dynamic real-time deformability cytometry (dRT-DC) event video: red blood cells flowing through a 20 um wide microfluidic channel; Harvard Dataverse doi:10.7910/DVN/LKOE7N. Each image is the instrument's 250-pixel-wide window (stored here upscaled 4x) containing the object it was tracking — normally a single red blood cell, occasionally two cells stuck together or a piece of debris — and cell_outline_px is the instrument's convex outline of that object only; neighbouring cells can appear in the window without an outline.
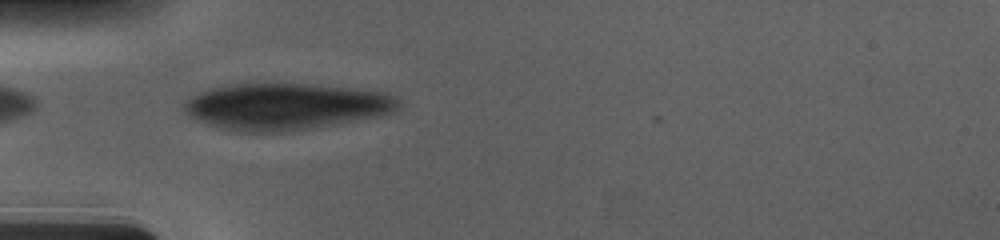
{"species": "human", "species_latin": "Homo sapiens", "temperature_condition": "cold", "stored_images_in_passage": 39, "camera_frame_rate_fps": 3000, "um_per_image_px": 0.085, "donor": {"sex": "male"}, "frame": {"image": 1, "passage_image": 2, "time_ms": 0.333, "image_size_px": [1000, 240], "cell_outline_px": [[400, 108], [396, 112], [380, 116], [308, 128], [280, 132], [240, 132], [220, 128], [196, 120], [184, 108], [184, 104], [192, 96], [200, 92], [212, 88], [236, 84], [304, 84], [352, 88], [388, 92], [396, 96], [400, 100]], "centroid_in_image_um": [24.36, 9.05], "position_along_channel_um": 60.6, "area_um2": 57.74}}
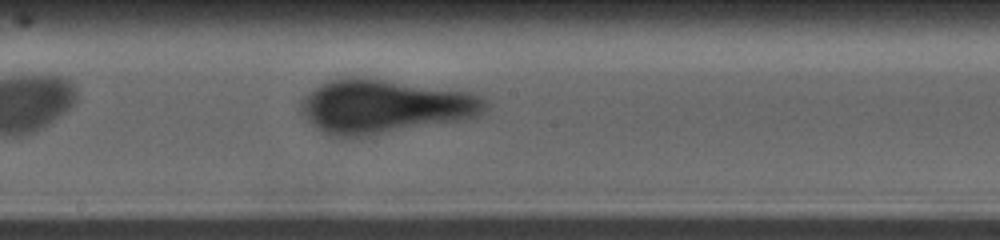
{"frame": {"image": 2, "passage_image": 15, "time_ms": 4.667, "image_size_px": [1000, 240], "cell_outline_px": [[488, 108], [480, 116], [464, 120], [360, 140], [340, 140], [328, 136], [320, 132], [300, 112], [300, 100], [308, 92], [320, 84], [328, 80], [352, 76], [472, 92], [480, 96], [488, 104]], "centroid_in_image_um": [32.65, 9.13], "position_along_channel_um": 215.6, "area_um2": 59.88}}
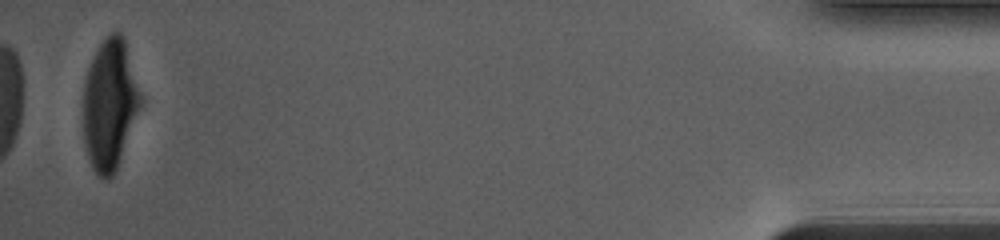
{"frame": {"image": 3, "passage_image": 39, "time_ms": 12.667, "image_size_px": [1000, 240], "cell_outline_px": [[144, 100], [116, 168], [112, 176], [108, 180], [104, 180], [92, 168], [84, 144], [84, 80], [92, 56], [104, 36], [108, 32], [120, 32], [124, 36], [144, 96]], "centroid_in_image_um": [9.36, 8.79], "position_along_channel_um": 425.8, "area_um2": 44.33}}